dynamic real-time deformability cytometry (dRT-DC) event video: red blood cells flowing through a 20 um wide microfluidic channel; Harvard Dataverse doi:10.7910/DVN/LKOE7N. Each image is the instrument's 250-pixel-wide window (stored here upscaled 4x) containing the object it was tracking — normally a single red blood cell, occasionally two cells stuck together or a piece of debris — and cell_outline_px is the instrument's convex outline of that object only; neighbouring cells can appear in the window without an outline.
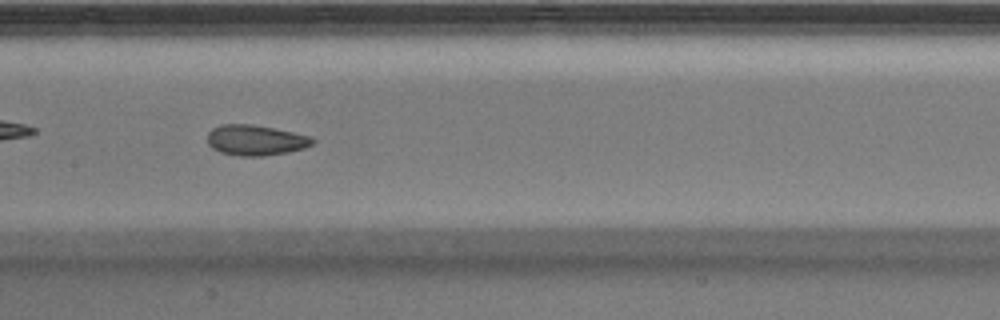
{"species": "Egyptian fruit bat (a non-hibernating species)", "species_latin": "Rousettus aegyptiacus", "temperature_condition": "warm", "stored_images_in_passage": 38, "camera_frame_rate_fps": 3000, "um_per_image_px": 0.085, "animal": {"sex": "male"}, "frame": {"image": 1, "passage_image": 12, "time_ms": 3.667, "image_size_px": [1000, 320], "cell_outline_px": [[316, 140], [312, 144], [304, 148], [288, 152], [264, 156], [240, 156], [220, 152], [212, 148], [208, 144], [208, 132], [212, 128], [220, 124], [252, 124], [312, 136]], "centroid_in_image_um": [21.72, 11.91], "position_along_channel_um": 185.7, "area_um2": 18.73}, "authors_computed_cell_mechanics": {"area_um2": 19.074, "velocity_mm_per_s": 3.9318, "shape_relaxation_time_tau1_ms": 6.4118, "shape_relaxation_time_tau2_ms": 1.8478, "deformation_change_tau1": 0.136, "deformation_change_tau2": 0.0673}}